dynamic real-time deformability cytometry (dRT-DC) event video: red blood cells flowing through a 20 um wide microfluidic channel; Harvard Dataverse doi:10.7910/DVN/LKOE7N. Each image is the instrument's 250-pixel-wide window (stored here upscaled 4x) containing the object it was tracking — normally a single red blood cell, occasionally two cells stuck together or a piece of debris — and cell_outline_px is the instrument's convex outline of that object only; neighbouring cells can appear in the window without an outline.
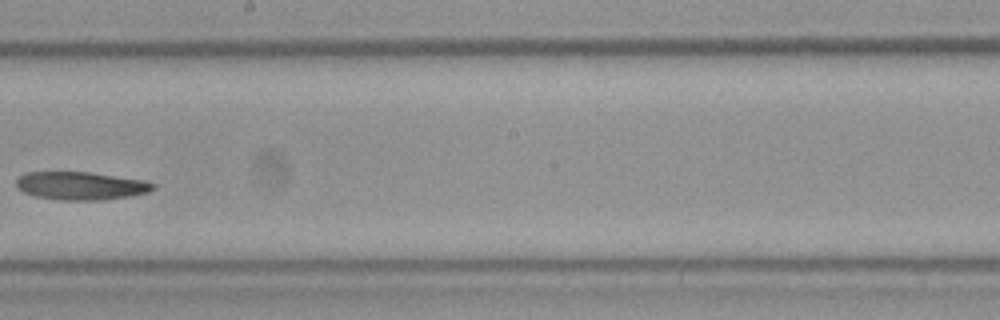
{"species": "Egyptian fruit bat (a non-hibernating species)", "species_latin": "Rousettus aegyptiacus", "temperature_condition": "room temperature", "stored_images_in_passage": 31, "camera_frame_rate_fps": 3000, "um_per_image_px": 0.085, "frame": {"image": 1, "passage_image": 17, "time_ms": 5.333, "image_size_px": [1000, 320], "cell_outline_px": [[156, 188], [148, 192], [132, 196], [100, 200], [60, 200], [36, 196], [24, 192], [12, 184], [24, 172], [88, 172], [144, 180], [156, 184]], "centroid_in_image_um": [6.86, 15.79], "position_along_channel_um": 241.3, "area_um2": 22.48}}
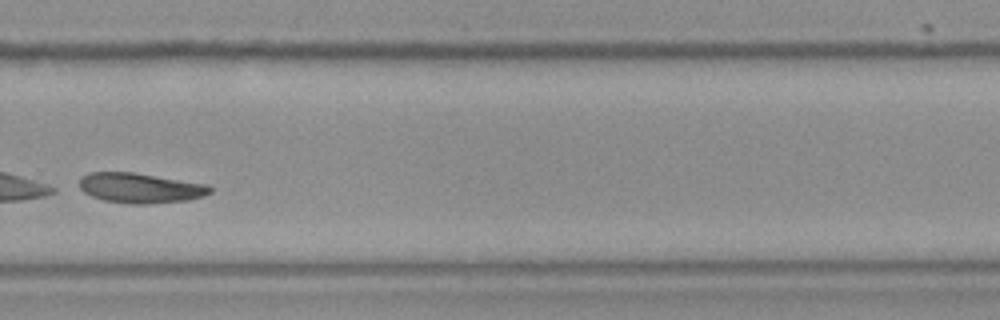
{"frame": {"image": 2, "passage_image": 21, "time_ms": 6.667, "image_size_px": [1000, 320], "cell_outline_px": [[212, 192], [204, 196], [188, 200], [148, 204], [132, 204], [104, 200], [92, 196], [84, 192], [80, 188], [80, 176], [88, 172], [132, 172], [208, 184], [212, 188]], "centroid_in_image_um": [11.93, 15.97], "position_along_channel_um": 317.9, "area_um2": 22.95}}
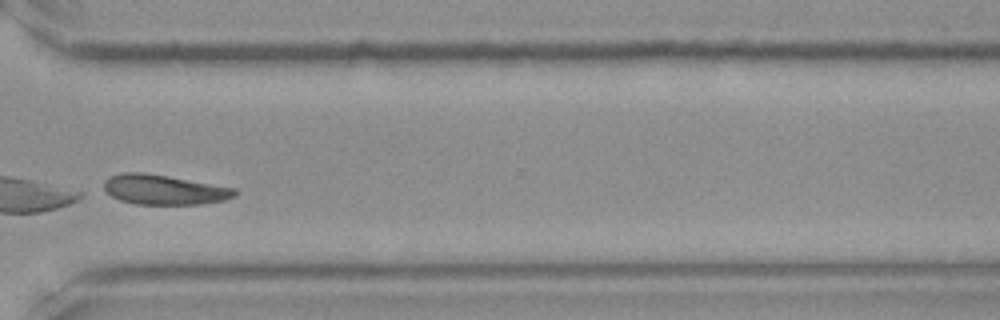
{"frame": {"image": 3, "passage_image": 23, "time_ms": 7.333, "image_size_px": [1000, 320], "cell_outline_px": [[236, 196], [224, 200], [200, 204], [136, 204], [120, 200], [104, 192], [104, 180], [108, 176], [124, 172], [144, 172], [168, 176], [236, 188]], "centroid_in_image_um": [13.91, 16.11], "position_along_channel_um": 356.7, "area_um2": 22.83}}